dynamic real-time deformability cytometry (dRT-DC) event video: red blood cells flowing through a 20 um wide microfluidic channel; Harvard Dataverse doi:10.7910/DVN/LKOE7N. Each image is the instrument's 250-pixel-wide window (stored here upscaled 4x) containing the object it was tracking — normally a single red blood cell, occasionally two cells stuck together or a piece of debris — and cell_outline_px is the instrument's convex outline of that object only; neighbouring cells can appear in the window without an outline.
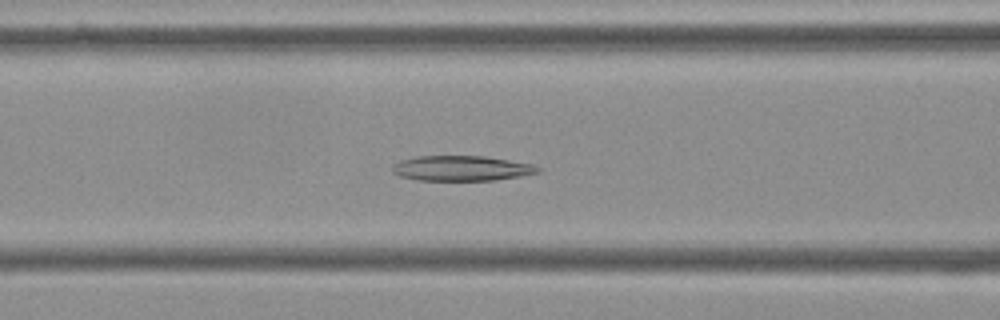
{"species": "Egyptian fruit bat (a non-hibernating species)", "species_latin": "Rousettus aegyptiacus", "temperature_condition": "cold", "stored_images_in_passage": 55, "camera_frame_rate_fps": 3000, "um_per_image_px": 0.085, "frame": {"image": 1, "passage_image": 22, "time_ms": 7.0, "image_size_px": [1000, 320], "cell_outline_px": [[540, 172], [520, 176], [496, 180], [420, 180], [400, 176], [392, 172], [392, 164], [400, 160], [416, 156], [484, 156], [532, 164], [540, 168]], "centroid_in_image_um": [39.2, 14.3], "position_along_channel_um": 127.4, "area_um2": 21.27}}
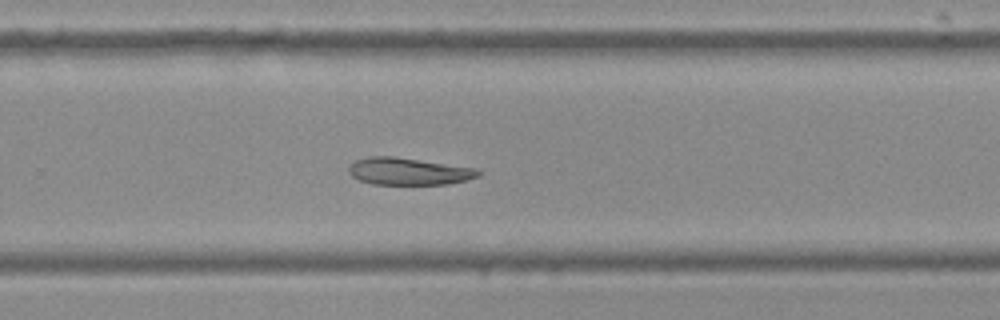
{"frame": {"image": 2, "passage_image": 36, "time_ms": 11.667, "image_size_px": [1000, 320], "cell_outline_px": [[480, 176], [448, 184], [372, 184], [360, 180], [352, 176], [348, 172], [348, 168], [356, 160], [368, 156], [392, 156], [476, 168], [480, 172]], "centroid_in_image_um": [34.71, 14.56], "position_along_channel_um": 295.1, "area_um2": 20.29}}
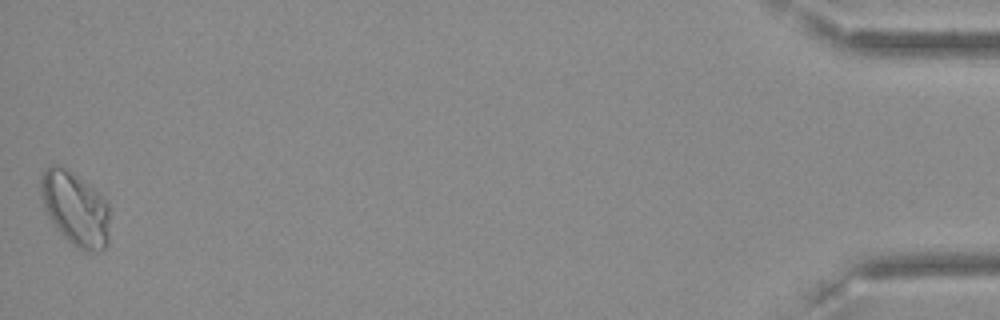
{"frame": {"image": 3, "passage_image": 55, "time_ms": 18.0, "image_size_px": [1000, 320], "cell_outline_px": [[108, 244], [100, 252], [84, 252], [72, 244], [60, 232], [48, 216], [44, 208], [40, 196], [40, 176], [44, 168], [48, 164], [64, 164], [108, 200]], "centroid_in_image_um": [6.37, 17.68], "position_along_channel_um": 428.8, "area_um2": 30.4}}